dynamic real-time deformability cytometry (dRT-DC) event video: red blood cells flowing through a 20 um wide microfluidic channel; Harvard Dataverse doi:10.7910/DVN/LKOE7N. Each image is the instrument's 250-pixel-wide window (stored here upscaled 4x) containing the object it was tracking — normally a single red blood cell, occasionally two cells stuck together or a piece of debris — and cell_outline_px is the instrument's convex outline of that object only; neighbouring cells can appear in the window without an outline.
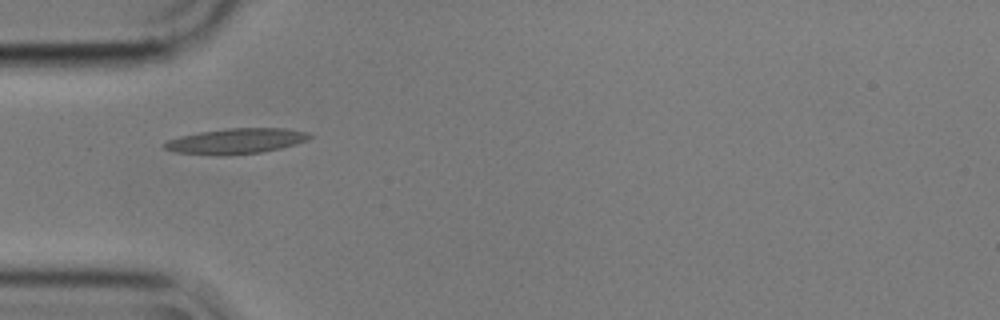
{"species": "common noctule bat (a hibernating species)", "species_latin": "Nyctalus noctula", "temperature_condition": "cold", "stored_images_in_passage": 2, "camera_frame_rate_fps": 3000, "um_per_image_px": 0.085, "animal": {"sex": "male", "body_mass_g": 17.9}, "frame": {"image": 1, "passage_image": 1, "time_ms": 0.0, "image_size_px": [1000, 320], "cell_outline_px": [[312, 136], [308, 140], [296, 144], [280, 148], [260, 152], [228, 156], [216, 156], [176, 152], [164, 148], [160, 144], [168, 140], [180, 136], [200, 132], [224, 128], [284, 128], [308, 132]], "centroid_in_image_um": [20.04, 12.0], "position_along_channel_um": 65.0, "area_um2": 21.73}}
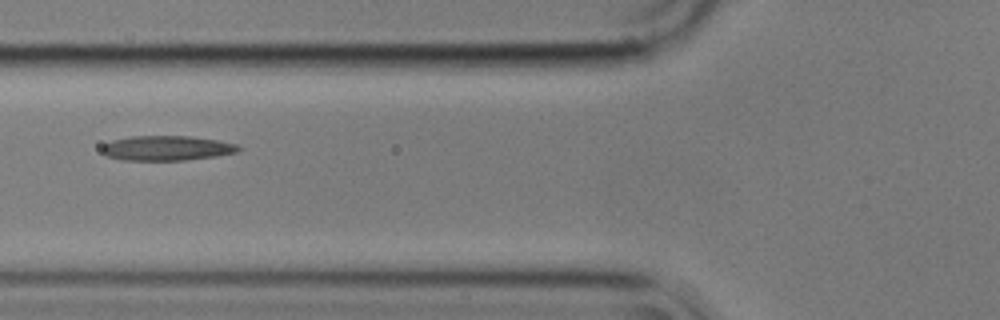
{"frame": {"image": 2, "passage_image": 2, "time_ms": 0.333, "image_size_px": [1000, 320], "cell_outline_px": [[244, 148], [236, 152], [216, 156], [184, 160], [120, 160], [104, 156], [100, 152], [100, 148], [104, 144], [112, 140], [132, 136], [192, 136], [216, 140], [236, 144]], "centroid_in_image_um": [14.12, 12.59], "position_along_channel_um": 111.7, "area_um2": 19.94}}